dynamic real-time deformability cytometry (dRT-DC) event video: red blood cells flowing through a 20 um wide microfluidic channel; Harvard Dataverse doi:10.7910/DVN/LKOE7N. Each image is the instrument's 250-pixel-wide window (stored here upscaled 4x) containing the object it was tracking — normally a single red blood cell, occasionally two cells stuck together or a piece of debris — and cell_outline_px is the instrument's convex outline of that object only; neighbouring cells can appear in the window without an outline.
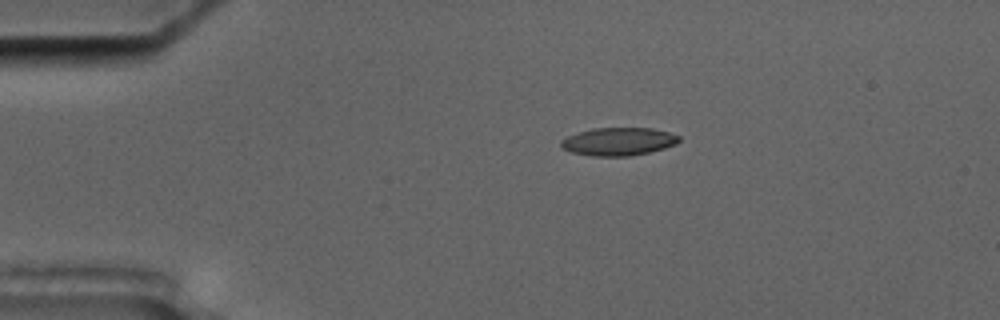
{"species": "common noctule bat (a hibernating species)", "species_latin": "Nyctalus noctula", "temperature_condition": "cold", "stored_images_in_passage": 5, "camera_frame_rate_fps": 3000, "um_per_image_px": 0.085, "animal": {"sex": "male", "body_mass_g": 17.5, "forearm_length_mm": 52.3}, "frame": {"image": 1, "passage_image": 4, "time_ms": 3.333, "image_size_px": [1000, 320], "cell_outline_px": [[680, 140], [676, 144], [664, 148], [648, 152], [628, 156], [592, 156], [572, 152], [560, 148], [560, 140], [568, 136], [592, 128], [652, 128], [668, 132], [680, 136]], "centroid_in_image_um": [52.55, 12.03], "position_along_channel_um": 32.4, "area_um2": 19.19}}